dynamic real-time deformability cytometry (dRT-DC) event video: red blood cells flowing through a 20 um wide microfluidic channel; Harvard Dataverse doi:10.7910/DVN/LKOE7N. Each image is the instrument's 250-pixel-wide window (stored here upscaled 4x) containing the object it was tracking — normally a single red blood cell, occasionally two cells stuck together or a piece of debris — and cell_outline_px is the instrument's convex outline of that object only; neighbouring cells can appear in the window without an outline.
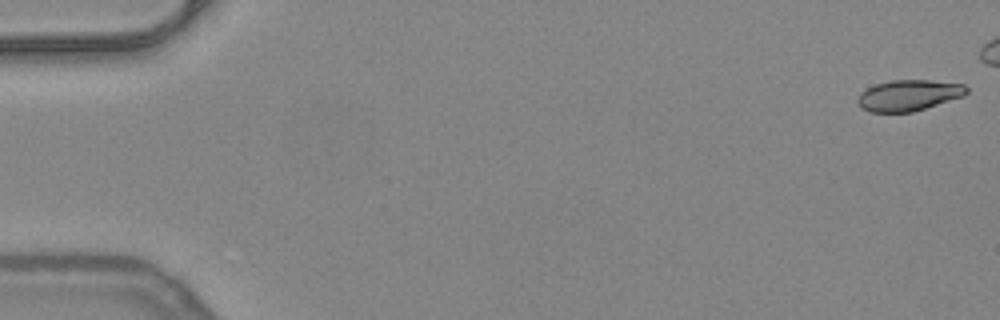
{"species": "common noctule bat (a hibernating species)", "species_latin": "Nyctalus noctula", "temperature_condition": "warm", "stored_images_in_passage": 43, "camera_frame_rate_fps": 3000, "um_per_image_px": 0.085, "animal": {"sex": "female", "body_mass_g": 24.6, "forearm_length_mm": 56.2}, "frame": {"image": 1, "passage_image": 1, "time_ms": 0.0, "image_size_px": [1000, 320], "cell_outline_px": [[968, 92], [964, 96], [912, 112], [868, 112], [860, 108], [856, 100], [860, 92], [876, 84], [892, 80], [928, 80], [964, 84], [968, 88]], "centroid_in_image_um": [77.22, 8.11], "position_along_channel_um": 7.8, "area_um2": 19.71}}
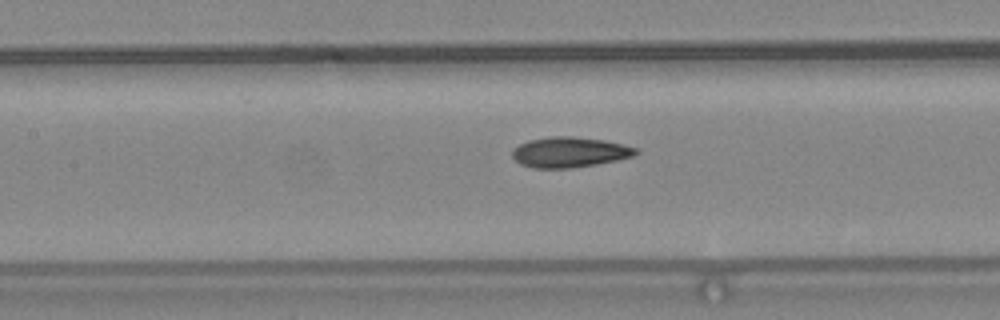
{"frame": {"image": 2, "passage_image": 24, "time_ms": 7.667, "image_size_px": [1000, 320], "cell_outline_px": [[640, 152], [632, 156], [620, 160], [572, 168], [532, 168], [520, 164], [512, 156], [512, 148], [528, 140], [552, 136], [572, 136], [604, 140], [640, 148]], "centroid_in_image_um": [48.43, 12.93], "position_along_channel_um": 159.0, "area_um2": 22.08}}
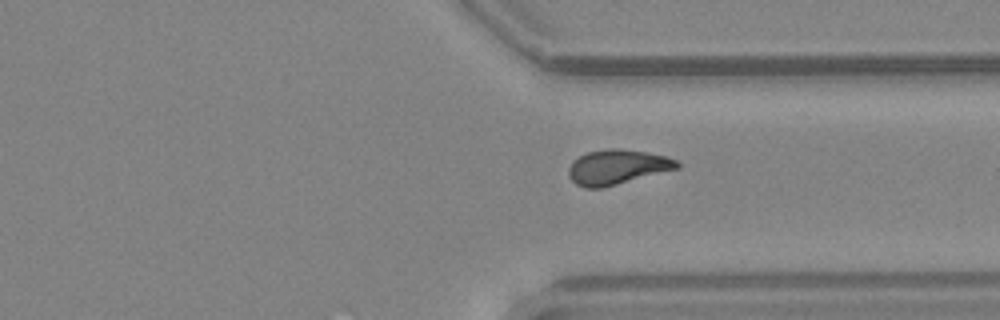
{"frame": {"image": 3, "passage_image": 39, "time_ms": 12.667, "image_size_px": [1000, 320], "cell_outline_px": [[680, 168], [604, 188], [584, 188], [576, 184], [568, 176], [568, 168], [572, 160], [588, 152], [608, 148], [620, 148], [648, 152], [668, 156], [680, 160]], "centroid_in_image_um": [52.5, 14.2], "position_along_channel_um": 358.9, "area_um2": 22.48}}